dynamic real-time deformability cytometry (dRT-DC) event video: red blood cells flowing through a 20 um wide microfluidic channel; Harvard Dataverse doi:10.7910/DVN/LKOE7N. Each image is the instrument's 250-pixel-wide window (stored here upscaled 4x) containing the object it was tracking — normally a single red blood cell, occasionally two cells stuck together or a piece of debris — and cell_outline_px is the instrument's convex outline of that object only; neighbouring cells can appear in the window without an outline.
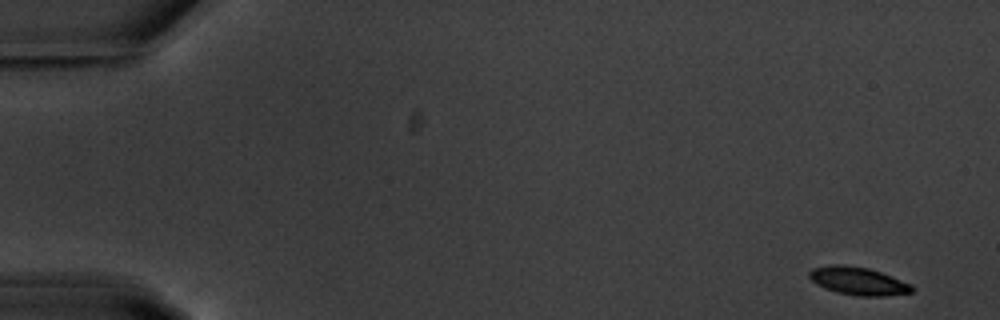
{"species": "common noctule bat (a hibernating species)", "species_latin": "Nyctalus noctula", "temperature_condition": "warm", "stored_images_in_passage": 54, "camera_frame_rate_fps": 3000, "um_per_image_px": 0.085, "animal": {"sex": "male", "body_mass_g": 20.1, "forearm_length_mm": 53.5}, "frame": {"image": 1, "passage_image": 1, "time_ms": 0.0, "image_size_px": [1000, 320], "cell_outline_px": [[916, 288], [912, 292], [884, 296], [856, 296], [836, 292], [824, 288], [816, 284], [808, 276], [808, 272], [812, 268], [828, 264], [844, 264], [868, 268], [880, 272], [912, 284]], "centroid_in_image_um": [72.92, 23.88], "position_along_channel_um": 12.1, "area_um2": 16.94}}
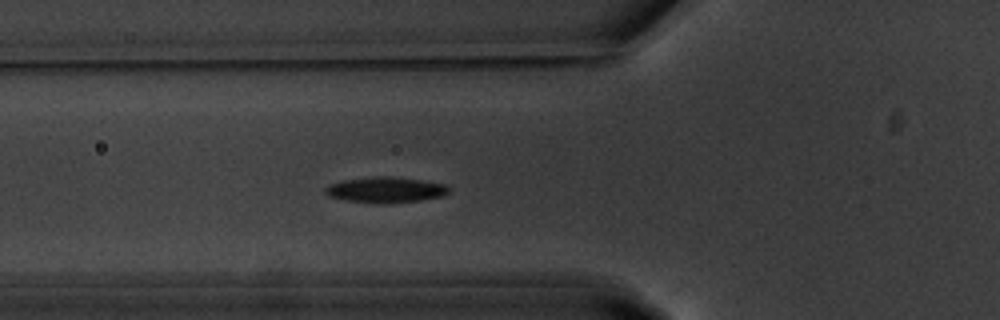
{"frame": {"image": 2, "passage_image": 19, "time_ms": 6.0, "image_size_px": [1000, 320], "cell_outline_px": [[448, 192], [444, 196], [420, 200], [392, 204], [376, 204], [344, 200], [328, 196], [324, 192], [324, 188], [328, 184], [344, 180], [376, 176], [392, 176], [448, 184]], "centroid_in_image_um": [32.75, 16.15], "position_along_channel_um": 93.0, "area_um2": 18.84}}
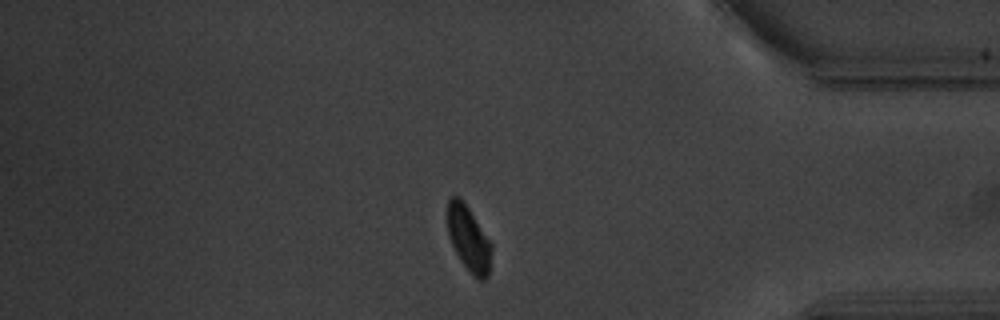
{"frame": {"image": 3, "passage_image": 46, "time_ms": 15.0, "image_size_px": [1000, 320], "cell_outline_px": [[492, 248], [488, 276], [484, 280], [480, 280], [460, 260], [448, 236], [448, 200], [452, 196], [460, 196], [492, 244]], "centroid_in_image_um": [39.84, 20.27], "position_along_channel_um": 395.4, "area_um2": 16.3}, "authors_computed_cell_mechanics": {"area_um2": 17.5134, "velocity_mm_per_s": 3.6311, "shape_relaxation_time_tau1_ms": 11.1156, "shape_relaxation_time_tau2_ms": null, "deformation_change_tau1": 0.4067, "deformation_change_tau2": null}}